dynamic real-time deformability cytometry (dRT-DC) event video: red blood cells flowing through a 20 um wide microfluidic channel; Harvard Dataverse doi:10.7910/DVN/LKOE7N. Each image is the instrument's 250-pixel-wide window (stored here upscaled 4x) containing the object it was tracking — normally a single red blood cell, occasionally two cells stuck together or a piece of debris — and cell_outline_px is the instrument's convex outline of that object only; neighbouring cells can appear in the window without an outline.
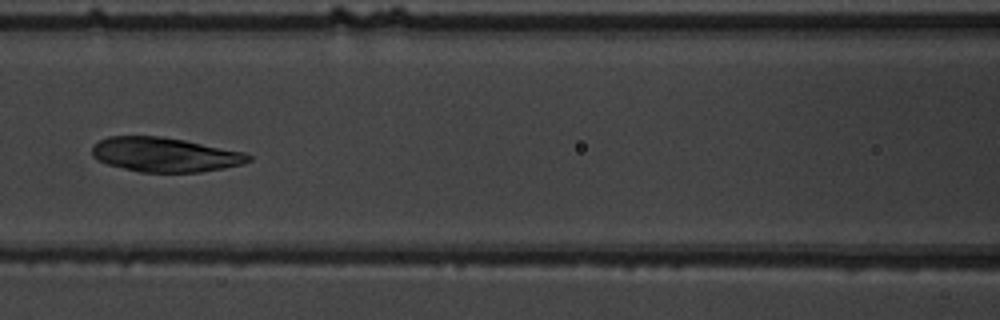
{"species": "common noctule bat (a hibernating species)", "species_latin": "Nyctalus noctula", "temperature_condition": "warm", "stored_images_in_passage": 4, "camera_frame_rate_fps": 3000, "um_per_image_px": 0.085, "animal": {"sex": "male", "body_mass_g": 19.5, "forearm_length_mm": 54.6}, "frame": {"image": 1, "passage_image": 4, "time_ms": 3.333, "image_size_px": [1000, 320], "cell_outline_px": [[252, 160], [244, 164], [224, 168], [200, 172], [140, 172], [108, 164], [96, 160], [92, 156], [92, 148], [100, 140], [108, 136], [160, 136], [184, 140], [244, 152], [252, 156]], "centroid_in_image_um": [14.03, 13.15], "position_along_channel_um": 152.6, "area_um2": 31.33}}